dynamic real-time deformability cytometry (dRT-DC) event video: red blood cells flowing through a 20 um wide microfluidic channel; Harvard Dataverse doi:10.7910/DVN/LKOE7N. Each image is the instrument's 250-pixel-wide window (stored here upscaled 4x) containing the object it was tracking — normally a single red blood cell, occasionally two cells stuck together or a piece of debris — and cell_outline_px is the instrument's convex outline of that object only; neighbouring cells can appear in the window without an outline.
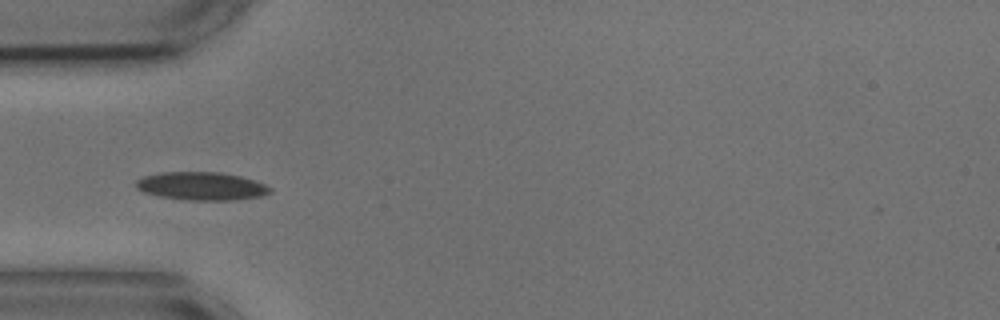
{"species": "common noctule bat (a hibernating species)", "species_latin": "Nyctalus noctula", "temperature_condition": "cold", "stored_images_in_passage": 39, "camera_frame_rate_fps": 3000, "um_per_image_px": 0.085, "animal": {"sex": "male", "body_mass_g": 17.9, "forearm_length_mm": 54.2}, "frame": {"image": 1, "passage_image": 1, "time_ms": 0.0, "image_size_px": [1000, 320], "cell_outline_px": [[272, 192], [260, 196], [232, 200], [188, 200], [160, 196], [144, 192], [136, 188], [136, 180], [144, 176], [160, 172], [220, 172], [240, 176], [264, 184], [272, 188]], "centroid_in_image_um": [17.11, 15.81], "position_along_channel_um": 67.9, "area_um2": 21.85}}
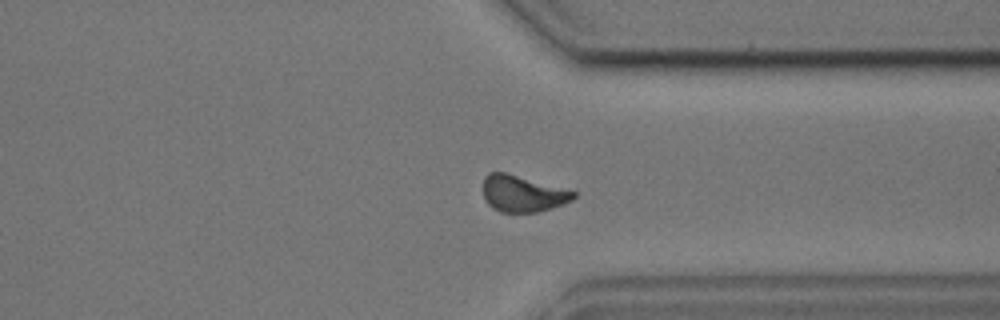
{"frame": {"image": 2, "passage_image": 26, "time_ms": 8.333, "image_size_px": [1000, 320], "cell_outline_px": [[576, 196], [572, 200], [552, 208], [536, 212], [500, 212], [492, 208], [484, 200], [484, 176], [488, 172], [504, 172], [576, 192]], "centroid_in_image_um": [44.38, 16.47], "position_along_channel_um": 367.0, "area_um2": 18.96}}
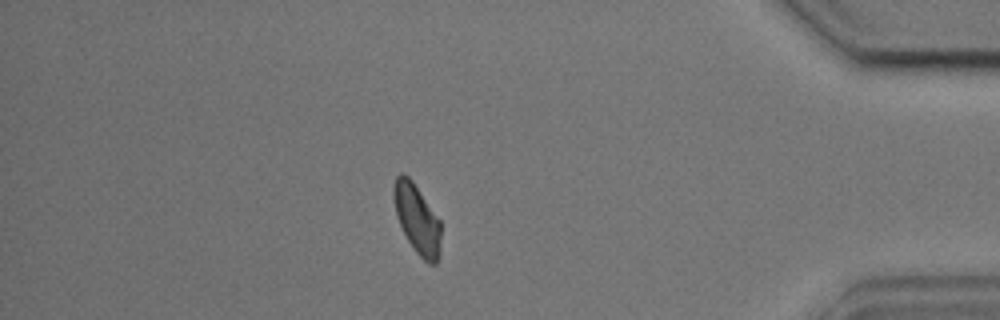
{"frame": {"image": 3, "passage_image": 32, "time_ms": 10.333, "image_size_px": [1000, 320], "cell_outline_px": [[440, 252], [436, 264], [428, 264], [416, 252], [408, 240], [396, 216], [392, 196], [392, 188], [396, 176], [400, 172], [408, 176], [412, 180], [440, 220]], "centroid_in_image_um": [35.43, 18.59], "position_along_channel_um": 399.8, "area_um2": 19.07}, "authors_computed_cell_mechanics": {"area_um2": 19.4208, "velocity_mm_per_s": 3.5904, "shape_relaxation_time_tau1_ms": 2.0534, "shape_relaxation_time_tau2_ms": 2.4911, "deformation_change_tau1": 0.107, "deformation_change_tau2": 0.0966}}